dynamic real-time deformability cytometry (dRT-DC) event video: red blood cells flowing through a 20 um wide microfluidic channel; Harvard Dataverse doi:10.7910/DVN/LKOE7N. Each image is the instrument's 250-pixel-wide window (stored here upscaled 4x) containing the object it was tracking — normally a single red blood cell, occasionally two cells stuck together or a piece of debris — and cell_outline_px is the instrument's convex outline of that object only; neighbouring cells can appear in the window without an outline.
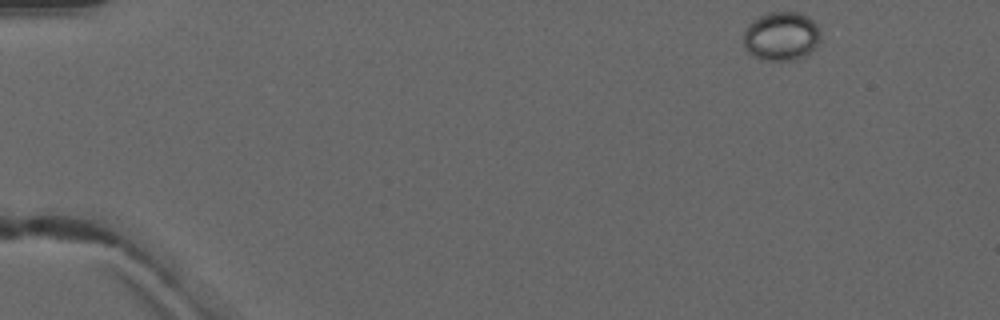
{"species": "common noctule bat (a hibernating species)", "species_latin": "Nyctalus noctula", "temperature_condition": "warm", "stored_images_in_passage": 3, "camera_frame_rate_fps": 3000, "um_per_image_px": 0.085, "animal": {"sex": "male", "forearm_length_mm": 52.5}, "frame": {"image": 1, "passage_image": 1, "time_ms": 0.0, "image_size_px": [1000, 320], "cell_outline_px": [[820, 40], [816, 48], [804, 56], [796, 60], [760, 60], [752, 56], [744, 48], [744, 28], [752, 20], [768, 12], [800, 12], [812, 20], [820, 28]], "centroid_in_image_um": [66.4, 3.09], "position_along_channel_um": 18.6, "area_um2": 22.31}}